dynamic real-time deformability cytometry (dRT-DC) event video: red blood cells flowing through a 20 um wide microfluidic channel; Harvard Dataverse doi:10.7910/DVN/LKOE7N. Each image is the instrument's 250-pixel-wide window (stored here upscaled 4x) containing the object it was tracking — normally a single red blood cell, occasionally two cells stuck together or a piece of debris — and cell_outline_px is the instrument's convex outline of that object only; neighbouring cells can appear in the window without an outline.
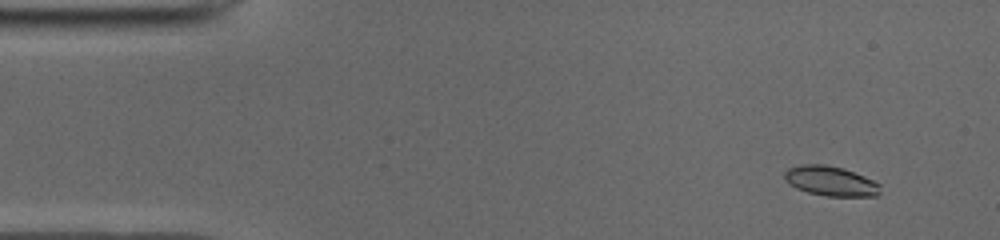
{"species": "common noctule bat (a hibernating species)", "species_latin": "Nyctalus noctula", "temperature_condition": "cold", "stored_images_in_passage": 50, "camera_frame_rate_fps": 3000, "um_per_image_px": 0.085, "animal": {"sex": "male", "body_mass_g": 19.0, "forearm_length_mm": 50.8}, "frame": {"image": 1, "passage_image": 4, "time_ms": 1.0, "image_size_px": [1000, 240], "cell_outline_px": [[880, 192], [876, 196], [824, 196], [808, 192], [796, 188], [788, 184], [784, 180], [784, 172], [788, 168], [800, 164], [824, 164], [844, 168], [864, 176], [880, 184]], "centroid_in_image_um": [70.57, 15.38], "position_along_channel_um": 14.4, "area_um2": 16.76}}
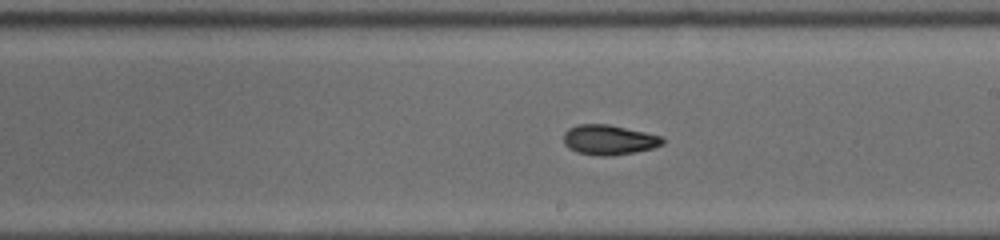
{"frame": {"image": 2, "passage_image": 28, "time_ms": 9.0, "image_size_px": [1000, 240], "cell_outline_px": [[664, 144], [652, 148], [636, 152], [608, 156], [600, 156], [576, 152], [568, 148], [564, 144], [564, 132], [568, 128], [576, 124], [608, 124], [644, 132], [660, 136], [664, 140]], "centroid_in_image_um": [51.72, 11.89], "position_along_channel_um": 237.3, "area_um2": 17.28}}
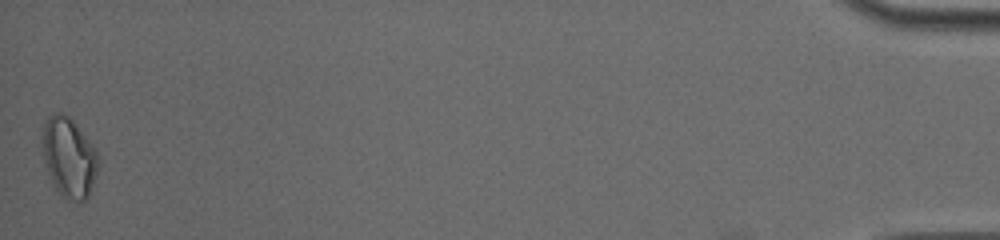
{"frame": {"image": 3, "passage_image": 50, "time_ms": 16.333, "image_size_px": [1000, 240], "cell_outline_px": [[100, 160], [88, 196], [80, 204], [68, 200], [52, 184], [48, 172], [44, 156], [44, 124], [48, 116], [56, 112], [60, 112], [68, 116], [72, 120], [96, 152]], "centroid_in_image_um": [5.87, 13.42], "position_along_channel_um": 429.3, "area_um2": 25.2}, "authors_computed_cell_mechanics": {"area_um2": 17.1955, "velocity_mm_per_s": 3.9614, "shape_relaxation_time_tau1_ms": null, "shape_relaxation_time_tau2_ms": 2.3029, "deformation_change_tau1": null, "deformation_change_tau2": 0.0748}}